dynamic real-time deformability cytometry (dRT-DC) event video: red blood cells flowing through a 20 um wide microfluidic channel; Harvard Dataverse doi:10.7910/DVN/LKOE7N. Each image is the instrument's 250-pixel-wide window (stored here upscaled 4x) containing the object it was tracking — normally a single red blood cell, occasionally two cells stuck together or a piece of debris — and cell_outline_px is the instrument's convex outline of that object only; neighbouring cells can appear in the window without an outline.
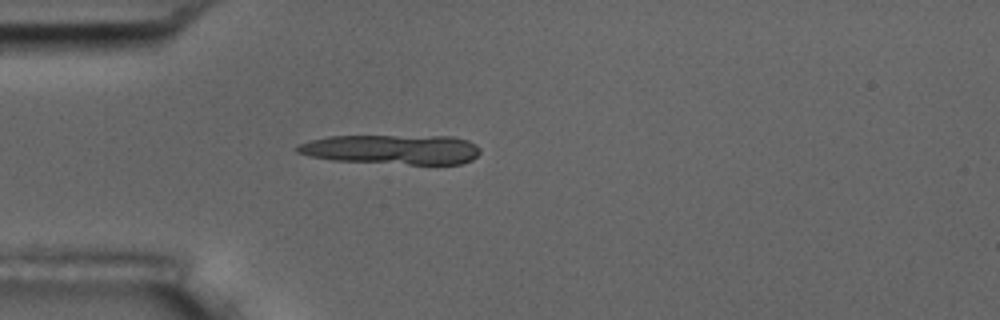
{"species": "common noctule bat (a hibernating species)", "species_latin": "Nyctalus noctula", "temperature_condition": "room temperature", "stored_images_in_passage": 14, "segment_of_instrument_passage": [1, 2], "camera_frame_rate_fps": 3000, "um_per_image_px": 0.085, "animal": {"sex": "male", "body_mass_g": 17.5, "forearm_length_mm": 52.3}, "frame": {"image": 1, "passage_image": 3, "time_ms": 0.667, "image_size_px": [1000, 320], "cell_outline_px": [[480, 152], [472, 160], [460, 164], [408, 164], [332, 160], [312, 156], [296, 152], [296, 144], [328, 136], [452, 136], [468, 140], [476, 144], [480, 148]], "centroid_in_image_um": [33.35, 12.69], "position_along_channel_um": 51.7, "area_um2": 31.67}}